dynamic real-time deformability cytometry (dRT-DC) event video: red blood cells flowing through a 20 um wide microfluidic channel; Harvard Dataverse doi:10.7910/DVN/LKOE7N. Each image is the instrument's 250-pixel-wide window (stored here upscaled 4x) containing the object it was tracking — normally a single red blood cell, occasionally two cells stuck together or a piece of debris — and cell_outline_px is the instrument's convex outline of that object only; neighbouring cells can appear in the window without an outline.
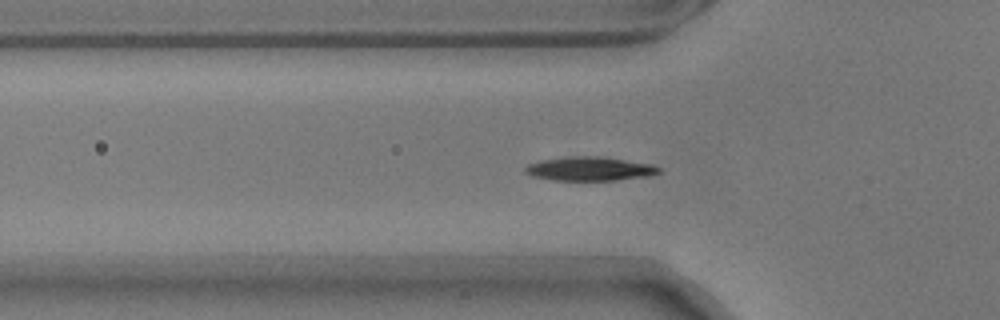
{"species": "common noctule bat (a hibernating species)", "species_latin": "Nyctalus noctula", "temperature_condition": "warm", "stored_images_in_passage": 41, "camera_frame_rate_fps": 3000, "um_per_image_px": 0.085, "animal": {"sex": "male", "body_mass_g": 17.9}, "frame": {"image": 1, "passage_image": 2, "time_ms": 0.333, "image_size_px": [1000, 320], "cell_outline_px": [[660, 172], [652, 176], [616, 180], [552, 180], [532, 176], [524, 172], [524, 168], [528, 164], [540, 160], [568, 156], [600, 156], [652, 164], [660, 168]], "centroid_in_image_um": [50.12, 14.34], "position_along_channel_um": 75.7, "area_um2": 18.79}}
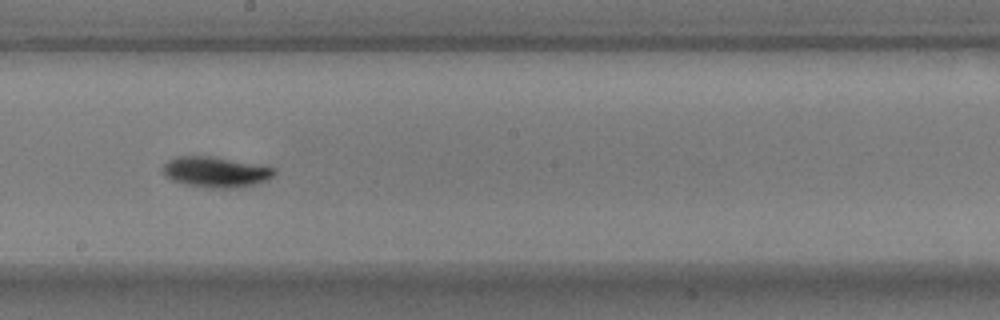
{"frame": {"image": 2, "passage_image": 15, "time_ms": 4.667, "image_size_px": [1000, 320], "cell_outline_px": [[276, 172], [268, 180], [256, 184], [240, 188], [212, 188], [184, 184], [172, 180], [164, 176], [164, 164], [168, 160], [176, 156], [208, 156], [276, 168]], "centroid_in_image_um": [18.33, 14.63], "position_along_channel_um": 229.9, "area_um2": 19.71}}
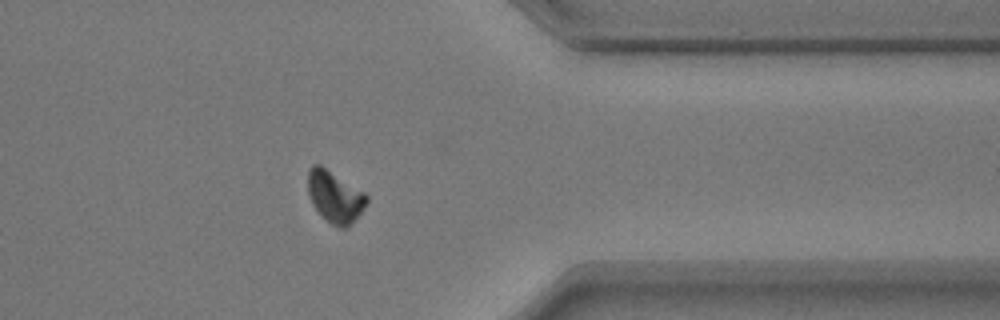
{"frame": {"image": 3, "passage_image": 29, "time_ms": 9.333, "image_size_px": [1000, 320], "cell_outline_px": [[368, 200], [364, 208], [344, 228], [340, 228], [332, 224], [312, 204], [308, 196], [308, 172], [312, 164], [320, 164], [364, 192], [368, 196]], "centroid_in_image_um": [28.44, 16.67], "position_along_channel_um": 383.0, "area_um2": 17.22}, "authors_computed_cell_mechanics": {"area_um2": 18.496, "velocity_mm_per_s": 3.5465, "shape_relaxation_time_tau1_ms": 2.706, "shape_relaxation_time_tau2_ms": null, "deformation_change_tau1": 0.1317, "deformation_change_tau2": null}}